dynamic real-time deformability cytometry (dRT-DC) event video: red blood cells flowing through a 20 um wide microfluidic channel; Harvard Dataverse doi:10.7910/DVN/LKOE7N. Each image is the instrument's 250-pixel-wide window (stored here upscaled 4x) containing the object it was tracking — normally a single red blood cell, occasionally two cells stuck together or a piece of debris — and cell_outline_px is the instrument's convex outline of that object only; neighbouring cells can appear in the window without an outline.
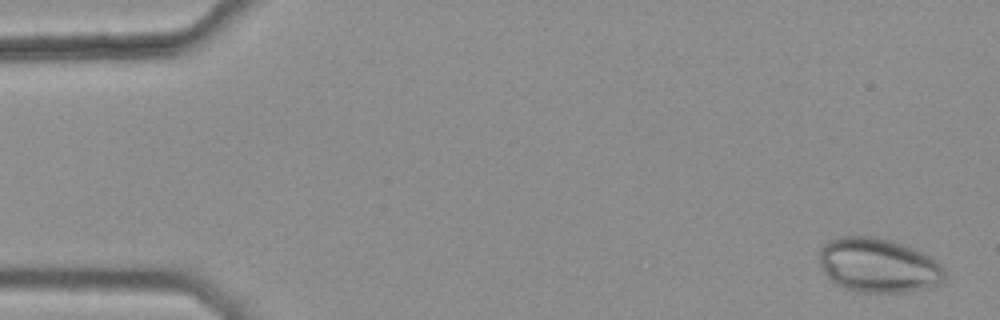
{"species": "common noctule bat (a hibernating species)", "species_latin": "Nyctalus noctula", "temperature_condition": "warm", "stored_images_in_passage": 43, "camera_frame_rate_fps": 3000, "um_per_image_px": 0.085, "animal": {"sex": "female", "body_mass_g": 25.1}, "frame": {"image": 1, "passage_image": 1, "time_ms": 0.0, "image_size_px": [1000, 320], "cell_outline_px": [[944, 280], [940, 284], [908, 292], [860, 292], [844, 288], [836, 284], [824, 272], [820, 264], [820, 248], [828, 240], [840, 236], [876, 236], [924, 252], [932, 256], [944, 268]], "centroid_in_image_um": [74.66, 22.55], "position_along_channel_um": 10.3, "area_um2": 39.77}}
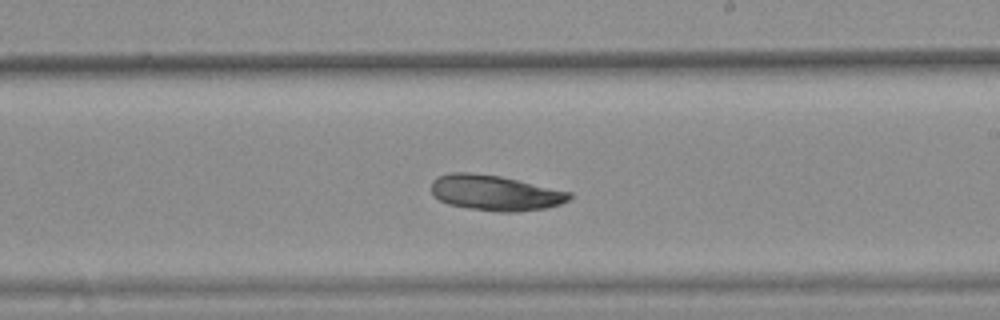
{"frame": {"image": 2, "passage_image": 30, "time_ms": 9.667, "image_size_px": [1000, 320], "cell_outline_px": [[572, 196], [568, 200], [560, 204], [544, 208], [516, 212], [500, 212], [468, 208], [448, 204], [432, 196], [432, 180], [436, 176], [448, 172], [468, 172], [500, 176], [572, 192]], "centroid_in_image_um": [42.05, 16.38], "position_along_channel_um": 246.9, "area_um2": 28.61}}
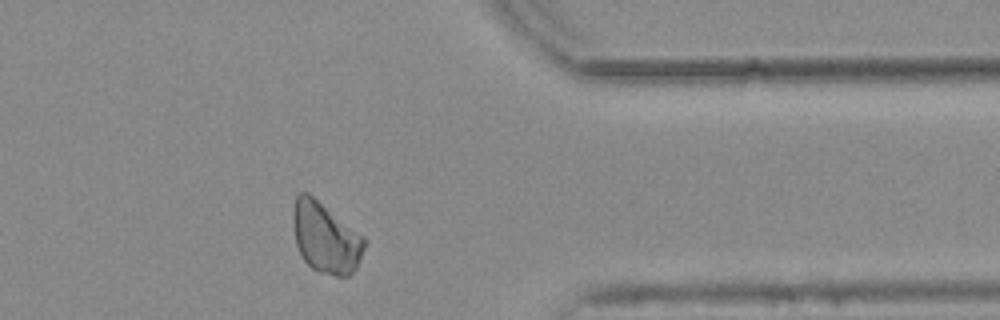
{"frame": {"image": 3, "passage_image": 42, "time_ms": 13.667, "image_size_px": [1000, 320], "cell_outline_px": [[364, 248], [356, 268], [348, 276], [336, 276], [320, 272], [312, 268], [304, 260], [296, 244], [292, 216], [296, 196], [300, 192], [308, 192], [364, 236]], "centroid_in_image_um": [27.66, 20.19], "position_along_channel_um": 383.7, "area_um2": 29.07}}